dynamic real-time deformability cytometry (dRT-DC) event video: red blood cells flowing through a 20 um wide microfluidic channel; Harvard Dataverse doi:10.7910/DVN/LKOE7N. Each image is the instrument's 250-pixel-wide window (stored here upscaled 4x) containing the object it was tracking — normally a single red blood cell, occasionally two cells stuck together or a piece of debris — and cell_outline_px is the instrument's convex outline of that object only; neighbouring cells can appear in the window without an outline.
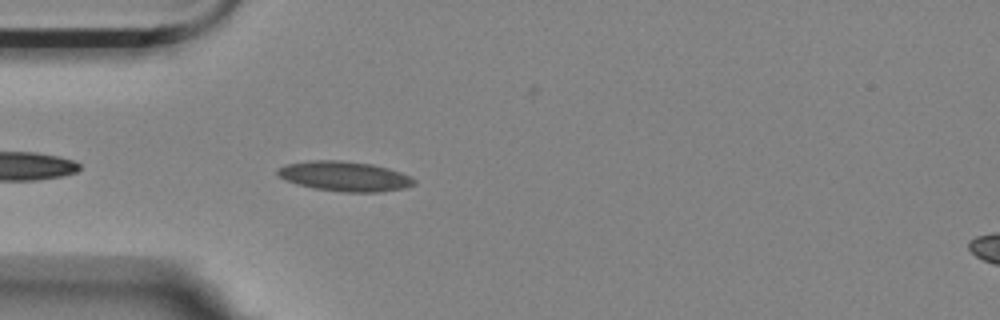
{"species": "Egyptian fruit bat (a non-hibernating species)", "species_latin": "Rousettus aegyptiacus", "temperature_condition": "room temperature", "stored_images_in_passage": 21, "camera_frame_rate_fps": 3000, "um_per_image_px": 0.085, "animal": {"sex": "female"}, "frame": {"image": 1, "passage_image": 3, "time_ms": 0.667, "image_size_px": [1000, 320], "cell_outline_px": [[416, 184], [404, 188], [380, 192], [344, 192], [312, 188], [296, 184], [276, 176], [276, 168], [284, 164], [312, 160], [340, 160], [372, 164], [388, 168], [412, 176], [416, 180]], "centroid_in_image_um": [29.26, 14.98], "position_along_channel_um": 55.7, "area_um2": 24.1}}
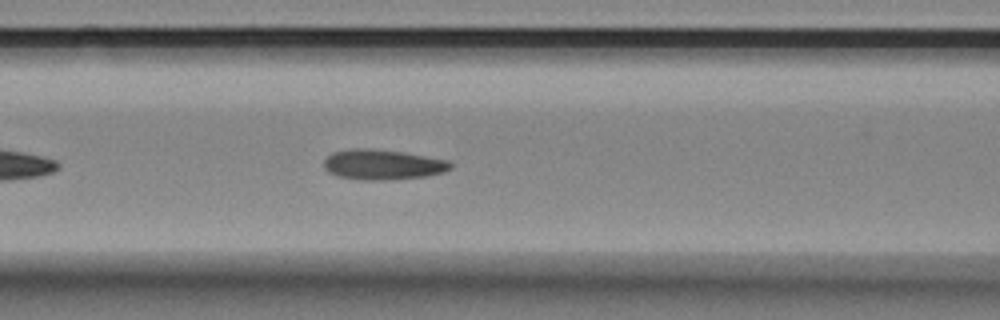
{"frame": {"image": 2, "passage_image": 10, "time_ms": 3.0, "image_size_px": [1000, 320], "cell_outline_px": [[452, 168], [444, 172], [428, 176], [380, 180], [360, 180], [336, 176], [328, 172], [324, 168], [324, 160], [332, 152], [352, 148], [368, 148], [400, 152], [448, 160], [452, 164]], "centroid_in_image_um": [32.49, 13.99], "position_along_channel_um": 134.1, "area_um2": 22.25}}
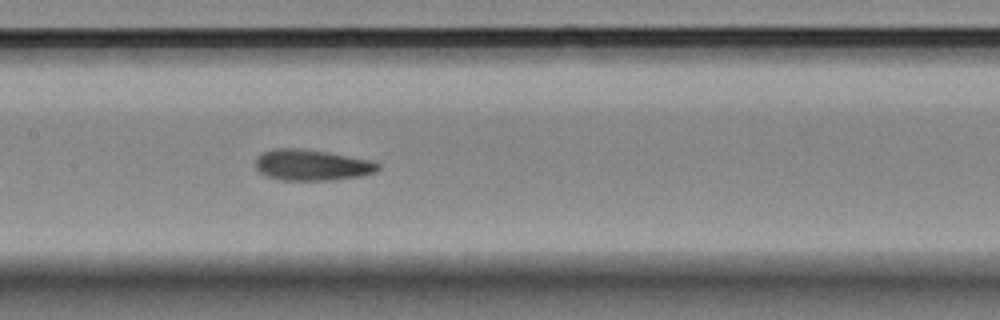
{"frame": {"image": 3, "passage_image": 14, "time_ms": 4.333, "image_size_px": [1000, 320], "cell_outline_px": [[380, 168], [376, 172], [360, 176], [328, 180], [280, 180], [268, 176], [260, 172], [256, 168], [256, 156], [264, 152], [276, 148], [296, 148], [328, 152], [372, 160], [380, 164]], "centroid_in_image_um": [26.52, 14.02], "position_along_channel_um": 180.9, "area_um2": 22.08}}